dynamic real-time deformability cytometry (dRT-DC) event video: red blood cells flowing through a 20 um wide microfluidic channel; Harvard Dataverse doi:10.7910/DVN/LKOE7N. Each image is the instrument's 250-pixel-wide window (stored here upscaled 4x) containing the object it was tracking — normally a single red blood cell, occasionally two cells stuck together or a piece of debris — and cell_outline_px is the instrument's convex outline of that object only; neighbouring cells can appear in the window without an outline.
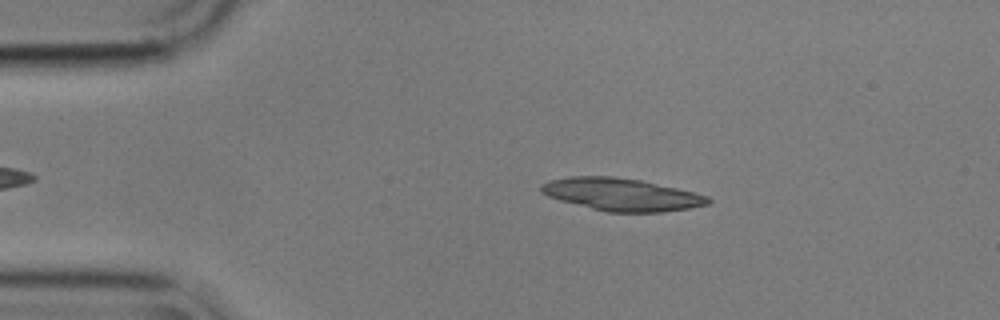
{"species": "common noctule bat (a hibernating species)", "species_latin": "Nyctalus noctula", "temperature_condition": "cold", "stored_images_in_passage": 54, "camera_frame_rate_fps": 3000, "um_per_image_px": 0.085, "animal": {"sex": "male", "body_mass_g": 17.9}, "frame": {"image": 1, "passage_image": 9, "time_ms": 2.667, "image_size_px": [1000, 320], "cell_outline_px": [[712, 200], [708, 204], [688, 208], [660, 212], [608, 212], [560, 200], [548, 196], [540, 192], [540, 184], [548, 180], [568, 176], [612, 176], [640, 180], [676, 188], [708, 196]], "centroid_in_image_um": [52.78, 16.52], "position_along_channel_um": 32.2, "area_um2": 31.39}}